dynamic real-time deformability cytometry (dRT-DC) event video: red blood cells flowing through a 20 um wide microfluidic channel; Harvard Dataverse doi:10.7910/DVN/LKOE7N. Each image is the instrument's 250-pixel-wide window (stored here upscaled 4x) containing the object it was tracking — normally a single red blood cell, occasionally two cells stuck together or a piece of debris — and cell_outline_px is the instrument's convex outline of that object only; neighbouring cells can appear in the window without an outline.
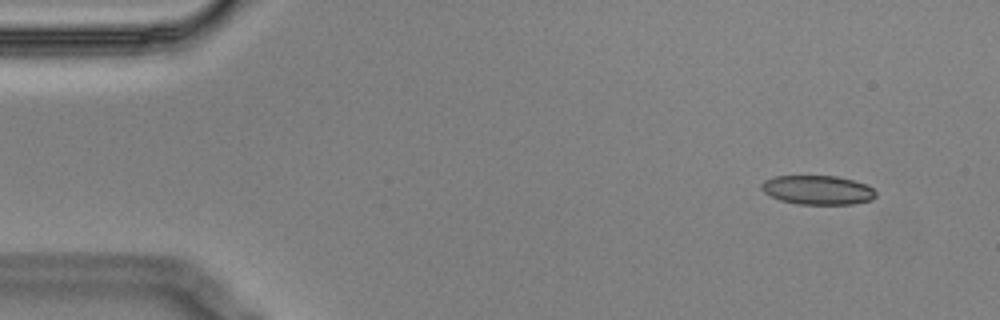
{"species": "Egyptian fruit bat (a non-hibernating species)", "species_latin": "Rousettus aegyptiacus", "temperature_condition": "cold", "stored_images_in_passage": 4, "camera_frame_rate_fps": 3000, "um_per_image_px": 0.085, "animal": {"sex": "male"}, "frame": {"image": 1, "passage_image": 2, "time_ms": 0.333, "image_size_px": [1000, 320], "cell_outline_px": [[876, 196], [872, 200], [852, 204], [796, 204], [780, 200], [764, 192], [760, 188], [760, 184], [764, 180], [776, 176], [836, 176], [852, 180], [864, 184], [872, 188], [876, 192]], "centroid_in_image_um": [69.48, 16.15], "position_along_channel_um": 15.5, "area_um2": 19.36}}